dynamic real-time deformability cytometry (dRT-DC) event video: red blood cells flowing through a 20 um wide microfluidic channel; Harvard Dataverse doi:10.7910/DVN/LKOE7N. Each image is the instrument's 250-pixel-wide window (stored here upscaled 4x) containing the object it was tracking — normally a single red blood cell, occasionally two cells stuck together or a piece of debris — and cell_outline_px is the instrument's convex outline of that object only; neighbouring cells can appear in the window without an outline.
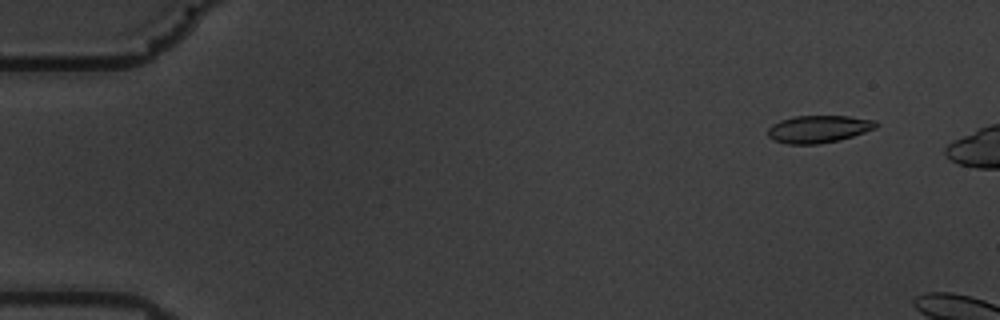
{"species": "common noctule bat (a hibernating species)", "species_latin": "Nyctalus noctula", "temperature_condition": "warm", "stored_images_in_passage": 11, "camera_frame_rate_fps": 3000, "um_per_image_px": 0.085, "animal": {"sex": "male", "body_mass_g": 19.5, "forearm_length_mm": 54.6}, "frame": {"image": 1, "passage_image": 5, "time_ms": 1.333, "image_size_px": [1000, 320], "cell_outline_px": [[880, 124], [876, 128], [840, 140], [820, 144], [788, 144], [772, 140], [768, 136], [768, 128], [772, 124], [780, 120], [796, 116], [848, 116], [876, 120]], "centroid_in_image_um": [69.58, 10.97], "position_along_channel_um": 15.4, "area_um2": 17.4}}